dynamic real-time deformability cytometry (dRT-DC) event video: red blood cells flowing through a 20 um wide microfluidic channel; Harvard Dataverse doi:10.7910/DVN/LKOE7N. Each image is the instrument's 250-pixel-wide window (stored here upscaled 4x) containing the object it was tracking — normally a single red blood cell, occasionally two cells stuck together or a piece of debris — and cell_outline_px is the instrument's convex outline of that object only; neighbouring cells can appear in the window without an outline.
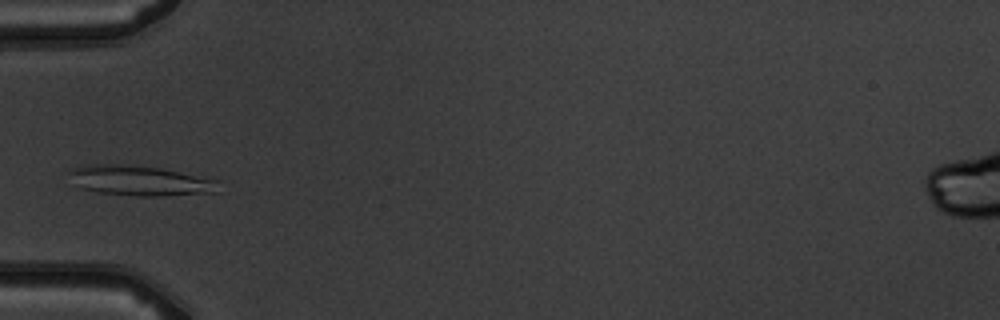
{"species": "common noctule bat (a hibernating species)", "species_latin": "Nyctalus noctula", "temperature_condition": "warm", "stored_images_in_passage": 7, "camera_frame_rate_fps": 3000, "um_per_image_px": 0.085, "animal": {"sex": "male", "body_mass_g": 19.5, "forearm_length_mm": 54.6}, "frame": {"image": 1, "passage_image": 6, "time_ms": 5.667, "image_size_px": [1000, 320], "cell_outline_px": [[220, 192], [160, 196], [136, 196], [96, 192], [80, 188], [64, 172], [72, 168], [88, 164], [120, 164], [160, 168], [220, 180]], "centroid_in_image_um": [11.89, 15.36], "position_along_channel_um": 73.1, "area_um2": 26.59}}